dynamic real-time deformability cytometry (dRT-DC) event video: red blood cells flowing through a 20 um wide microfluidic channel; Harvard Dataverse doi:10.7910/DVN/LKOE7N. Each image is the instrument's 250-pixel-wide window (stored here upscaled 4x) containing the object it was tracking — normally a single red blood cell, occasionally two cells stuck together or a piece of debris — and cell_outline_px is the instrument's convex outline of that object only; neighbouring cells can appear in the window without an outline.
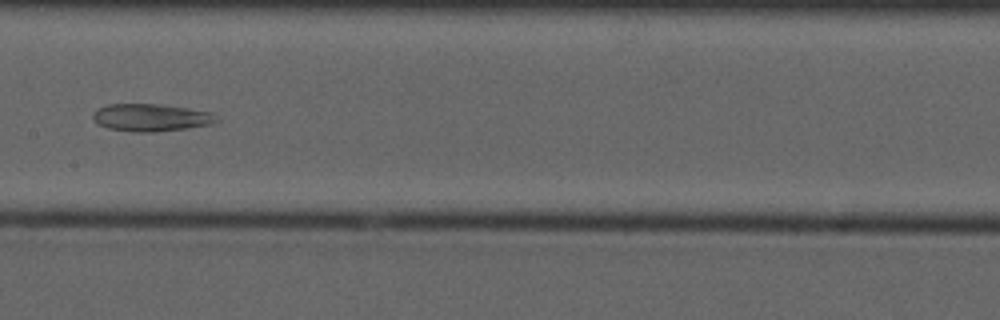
{"species": "common noctule bat (a hibernating species)", "species_latin": "Nyctalus noctula", "temperature_condition": "cold", "stored_images_in_passage": 9, "camera_frame_rate_fps": 3000, "um_per_image_px": 0.085, "animal": {"sex": "male", "forearm_length_mm": 52.5}, "frame": {"image": 1, "passage_image": 6, "time_ms": 7.0, "image_size_px": [1000, 320], "cell_outline_px": [[220, 120], [212, 124], [188, 128], [152, 132], [132, 132], [108, 128], [92, 120], [92, 112], [96, 108], [108, 104], [160, 104], [188, 108], [208, 112], [216, 116]], "centroid_in_image_um": [12.79, 9.99], "position_along_channel_um": 194.6, "area_um2": 19.88}}
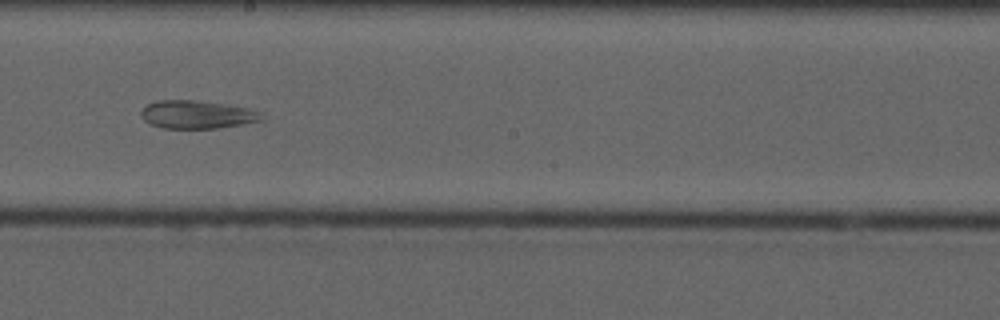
{"frame": {"image": 2, "passage_image": 7, "time_ms": 8.0, "image_size_px": [1000, 320], "cell_outline_px": [[264, 120], [220, 128], [160, 128], [144, 120], [140, 116], [140, 112], [148, 104], [160, 100], [192, 100], [224, 104], [248, 108], [264, 112]], "centroid_in_image_um": [16.79, 9.74], "position_along_channel_um": 231.4, "area_um2": 19.77}}
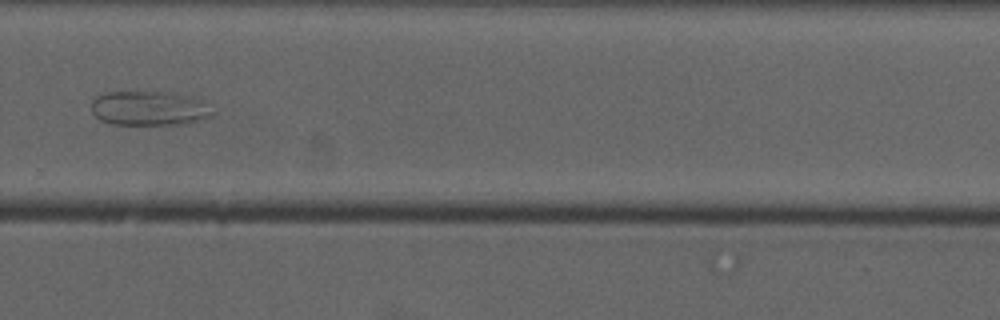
{"frame": {"image": 3, "passage_image": 9, "time_ms": 10.333, "image_size_px": [1000, 320], "cell_outline_px": [[216, 116], [204, 120], [188, 124], [112, 124], [100, 120], [92, 112], [92, 100], [96, 96], [104, 92], [160, 92], [188, 96], [204, 100], [216, 112]], "centroid_in_image_um": [12.76, 9.22], "position_along_channel_um": 317.0, "area_um2": 24.68}}